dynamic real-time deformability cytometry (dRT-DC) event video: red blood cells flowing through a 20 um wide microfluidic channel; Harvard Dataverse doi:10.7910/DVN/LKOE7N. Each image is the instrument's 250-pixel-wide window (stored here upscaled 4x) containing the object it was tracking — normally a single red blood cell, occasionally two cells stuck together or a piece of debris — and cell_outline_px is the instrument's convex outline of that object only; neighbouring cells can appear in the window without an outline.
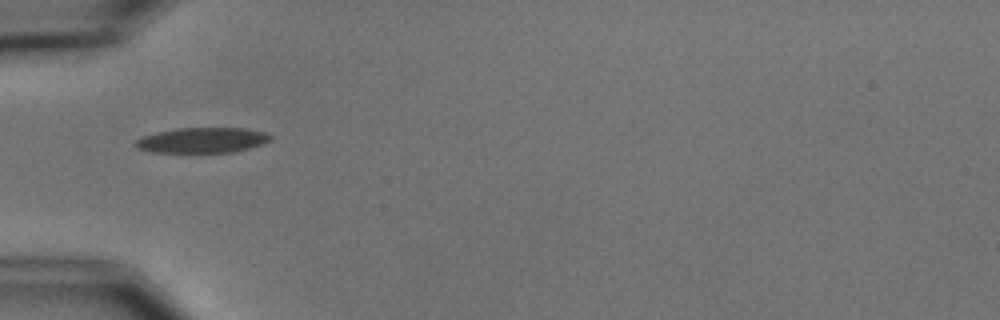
{"species": "common noctule bat (a hibernating species)", "species_latin": "Nyctalus noctula", "temperature_condition": "cold", "stored_images_in_passage": 6, "camera_frame_rate_fps": 3000, "um_per_image_px": 0.085, "animal": {"sex": "male", "body_mass_g": 15.6}, "frame": {"image": 1, "passage_image": 1, "time_ms": 0.0, "image_size_px": [1000, 320], "cell_outline_px": [[272, 140], [248, 148], [232, 152], [152, 152], [140, 148], [136, 144], [136, 140], [144, 136], [176, 128], [244, 128], [264, 132], [272, 136]], "centroid_in_image_um": [17.24, 11.91], "position_along_channel_um": 67.8, "area_um2": 19.48}}
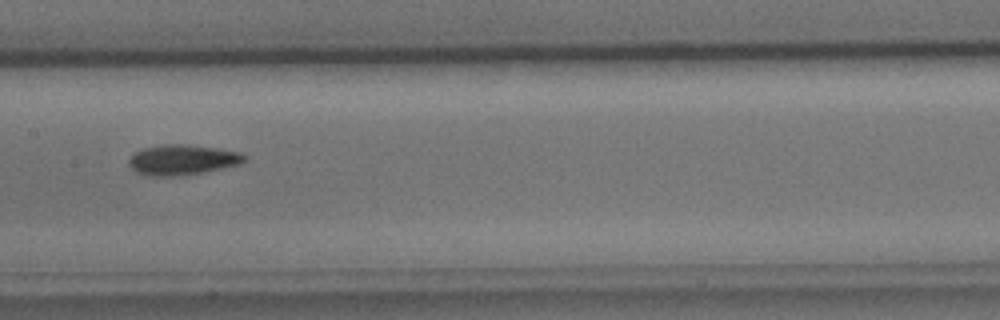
{"frame": {"image": 2, "passage_image": 4, "time_ms": 3.333, "image_size_px": [1000, 320], "cell_outline_px": [[248, 160], [240, 164], [200, 172], [172, 176], [152, 176], [136, 172], [128, 164], [128, 160], [136, 152], [144, 148], [164, 144], [188, 144], [216, 148], [240, 152], [248, 156]], "centroid_in_image_um": [15.53, 13.57], "position_along_channel_um": 191.9, "area_um2": 20.17}}
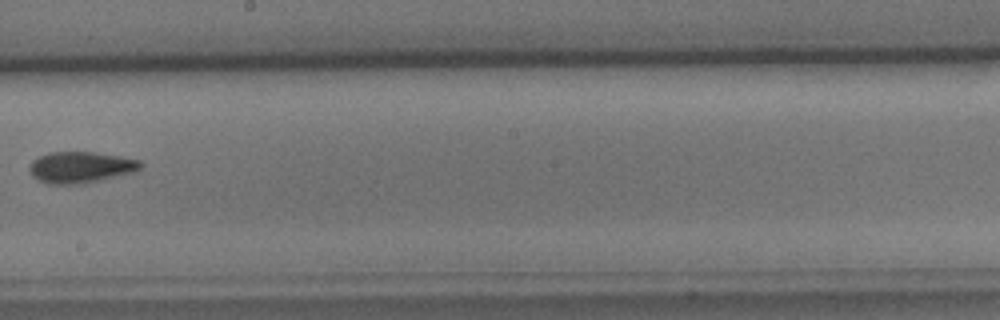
{"frame": {"image": 3, "passage_image": 5, "time_ms": 4.667, "image_size_px": [1000, 320], "cell_outline_px": [[144, 164], [136, 172], [84, 184], [48, 184], [32, 176], [28, 168], [28, 164], [32, 160], [48, 152], [96, 152], [120, 156], [140, 160]], "centroid_in_image_um": [6.87, 14.22], "position_along_channel_um": 241.3, "area_um2": 20.58}}